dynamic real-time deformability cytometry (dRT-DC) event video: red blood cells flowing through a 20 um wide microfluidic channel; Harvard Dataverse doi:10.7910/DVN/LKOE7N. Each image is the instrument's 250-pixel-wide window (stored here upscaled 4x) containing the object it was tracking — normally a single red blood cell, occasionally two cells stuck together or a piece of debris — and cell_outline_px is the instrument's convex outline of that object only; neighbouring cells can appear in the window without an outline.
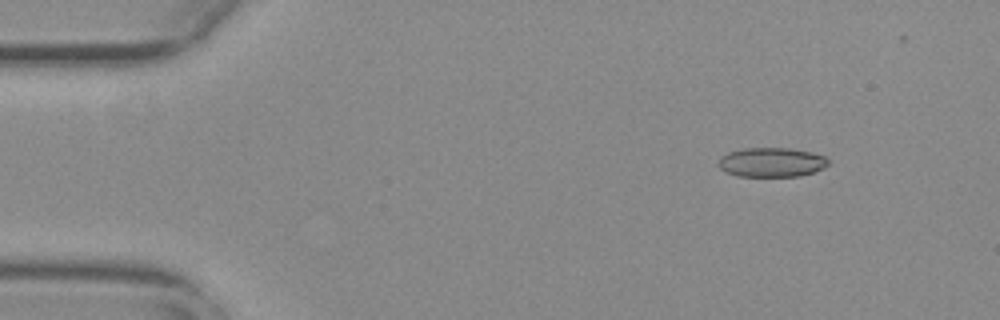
{"species": "common noctule bat (a hibernating species)", "species_latin": "Nyctalus noctula", "temperature_condition": "warm", "stored_images_in_passage": 45, "camera_frame_rate_fps": 3000, "um_per_image_px": 0.085, "animal": {"sex": "female", "body_mass_g": 29.2, "forearm_length_mm": 56.3}, "frame": {"image": 1, "passage_image": 4, "time_ms": 1.0, "image_size_px": [1000, 320], "cell_outline_px": [[828, 164], [812, 172], [800, 176], [740, 176], [728, 172], [720, 168], [716, 164], [720, 156], [728, 152], [744, 148], [788, 148], [812, 152], [824, 156], [828, 160]], "centroid_in_image_um": [65.53, 13.78], "position_along_channel_um": 19.5, "area_um2": 18.67}}
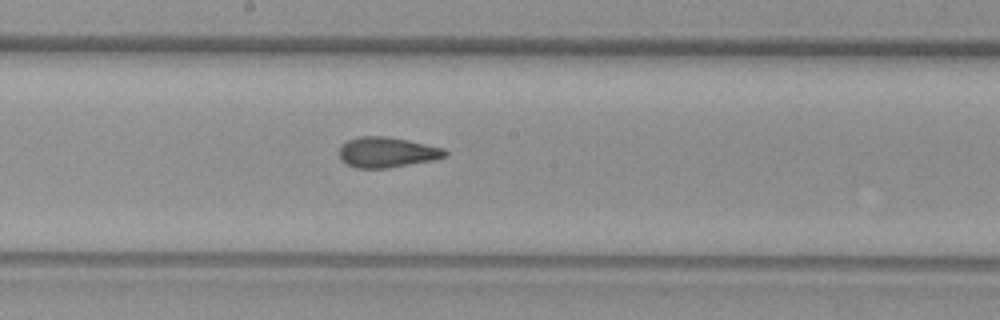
{"frame": {"image": 2, "passage_image": 27, "time_ms": 8.667, "image_size_px": [1000, 320], "cell_outline_px": [[448, 156], [432, 160], [388, 168], [356, 168], [340, 160], [340, 144], [348, 140], [360, 136], [384, 136], [408, 140], [444, 148], [448, 152]], "centroid_in_image_um": [32.89, 12.94], "position_along_channel_um": 215.3, "area_um2": 18.73}}
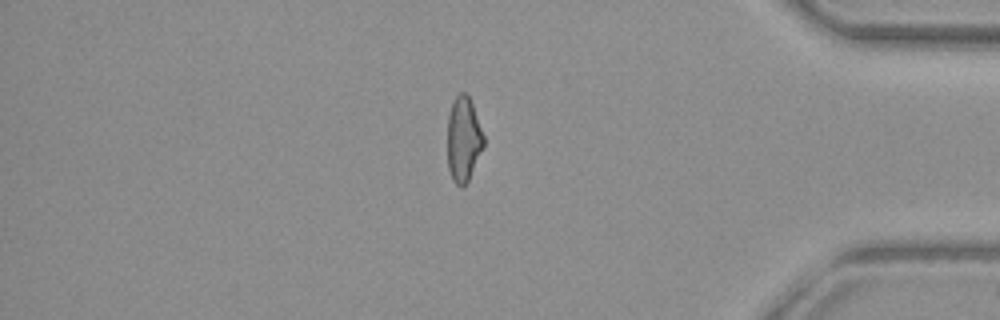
{"frame": {"image": 3, "passage_image": 44, "time_ms": 14.333, "image_size_px": [1000, 320], "cell_outline_px": [[484, 144], [468, 180], [460, 188], [452, 180], [448, 168], [448, 116], [452, 104], [456, 96], [460, 92], [464, 92], [468, 96], [472, 104], [484, 136]], "centroid_in_image_um": [39.38, 11.84], "position_along_channel_um": 395.8, "area_um2": 17.57}}